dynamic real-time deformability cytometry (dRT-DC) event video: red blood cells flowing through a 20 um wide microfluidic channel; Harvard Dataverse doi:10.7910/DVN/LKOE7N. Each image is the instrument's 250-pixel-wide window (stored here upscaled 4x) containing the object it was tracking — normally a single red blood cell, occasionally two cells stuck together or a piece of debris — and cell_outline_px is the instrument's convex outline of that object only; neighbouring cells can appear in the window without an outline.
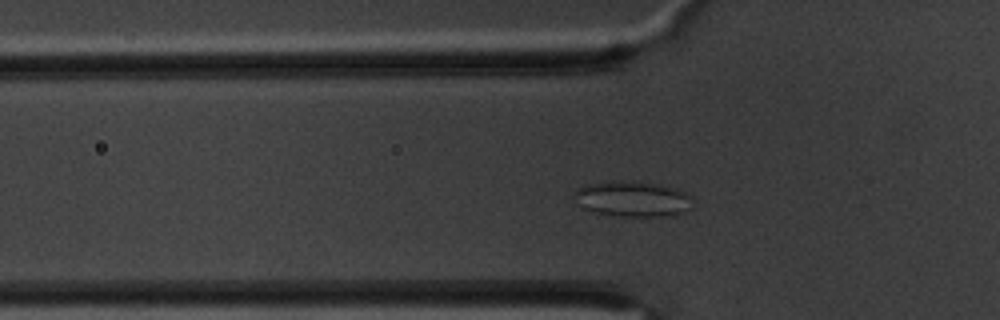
{"species": "common noctule bat (a hibernating species)", "species_latin": "Nyctalus noctula", "temperature_condition": "warm", "stored_images_in_passage": 55, "camera_frame_rate_fps": 3000, "um_per_image_px": 0.085, "animal": {"sex": "male", "body_mass_g": 20.1, "forearm_length_mm": 53.5}, "frame": {"image": 1, "passage_image": 13, "time_ms": 4.0, "image_size_px": [1000, 320], "cell_outline_px": [[696, 200], [684, 212], [672, 216], [620, 216], [596, 212], [580, 208], [576, 192], [584, 184], [608, 180], [632, 180], [660, 184], [676, 188], [692, 196]], "centroid_in_image_um": [53.82, 16.89], "position_along_channel_um": 72.0, "area_um2": 24.85}}
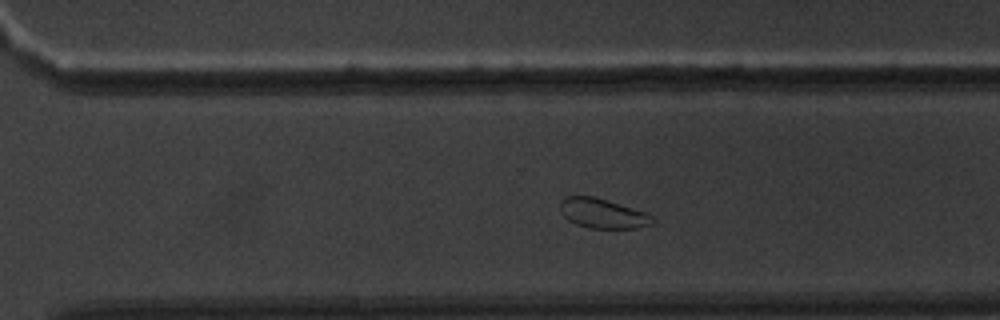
{"frame": {"image": 2, "passage_image": 36, "time_ms": 11.667, "image_size_px": [1000, 320], "cell_outline_px": [[656, 220], [652, 224], [636, 228], [588, 228], [576, 224], [568, 220], [560, 212], [560, 200], [564, 196], [592, 196], [648, 212]], "centroid_in_image_um": [51.23, 18.14], "position_along_channel_um": 319.4, "area_um2": 16.13}}
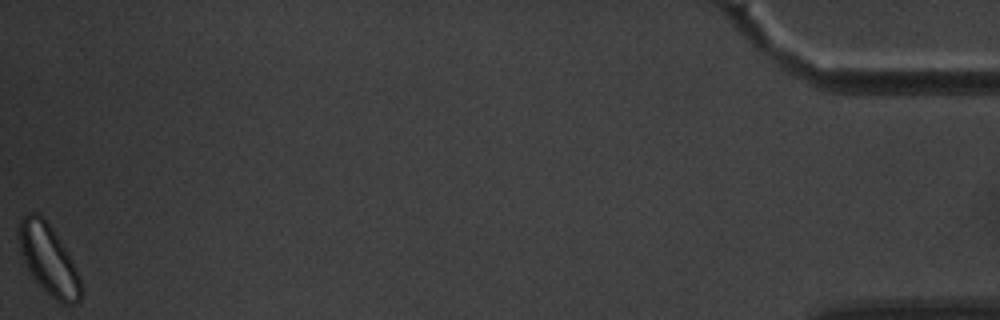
{"frame": {"image": 3, "passage_image": 55, "time_ms": 18.0, "image_size_px": [1000, 320], "cell_outline_px": [[80, 300], [76, 304], [64, 304], [56, 300], [36, 280], [28, 268], [20, 252], [20, 220], [28, 212], [36, 212], [48, 224], [72, 260], [80, 280]], "centroid_in_image_um": [4.13, 22.08], "position_along_channel_um": 431.1, "area_um2": 24.1}, "authors_computed_cell_mechanics": {"area_um2": 20.2878, "velocity_mm_per_s": 3.2246, "shape_relaxation_time_tau1_ms": 8.949, "shape_relaxation_time_tau2_ms": null, "deformation_change_tau1": 0.1407, "deformation_change_tau2": null}}